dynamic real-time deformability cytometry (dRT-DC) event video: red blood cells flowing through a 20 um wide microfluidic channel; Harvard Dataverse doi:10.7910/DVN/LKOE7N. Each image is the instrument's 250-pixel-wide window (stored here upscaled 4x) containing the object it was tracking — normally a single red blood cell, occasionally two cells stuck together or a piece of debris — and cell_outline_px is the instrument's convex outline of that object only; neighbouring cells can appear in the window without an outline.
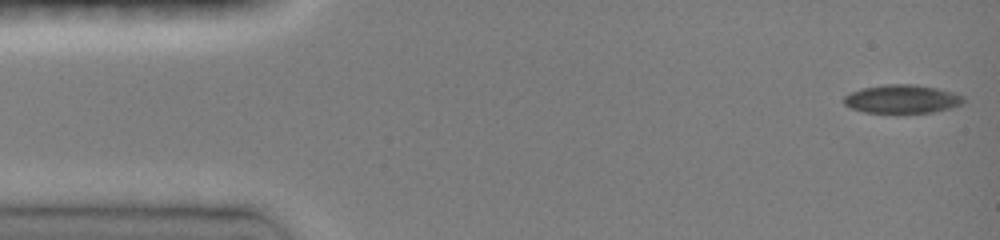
{"species": "common noctule bat (a hibernating species)", "species_latin": "Nyctalus noctula", "temperature_condition": "room temperature", "stored_images_in_passage": 23, "camera_frame_rate_fps": 3000, "um_per_image_px": 0.085, "animal": {"sex": "female", "body_mass_g": 19.0, "forearm_length_mm": 51.5}, "frame": {"image": 1, "passage_image": 1, "time_ms": 0.0, "image_size_px": [1000, 240], "cell_outline_px": [[964, 104], [932, 112], [896, 116], [864, 112], [852, 108], [844, 104], [844, 96], [852, 92], [864, 88], [884, 84], [916, 84], [936, 88], [952, 92], [964, 96]], "centroid_in_image_um": [76.67, 8.46], "position_along_channel_um": 8.3, "area_um2": 20.58}}
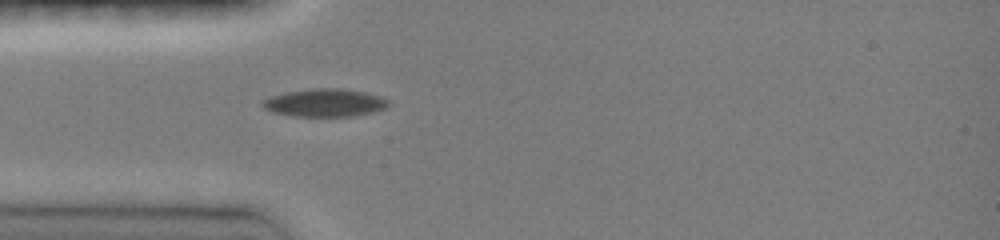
{"frame": {"image": 2, "passage_image": 11, "time_ms": 4.0, "image_size_px": [1000, 240], "cell_outline_px": [[388, 104], [384, 108], [372, 112], [356, 116], [292, 116], [272, 112], [264, 108], [260, 104], [260, 100], [284, 92], [308, 88], [344, 88], [364, 92], [380, 96], [388, 100]], "centroid_in_image_um": [27.55, 8.72], "position_along_channel_um": 57.5, "area_um2": 20.63}}
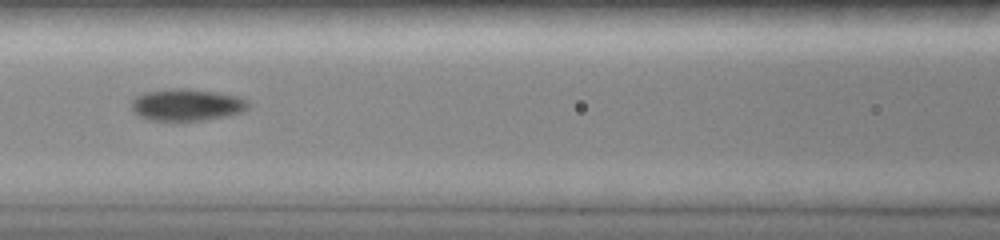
{"frame": {"image": 3, "passage_image": 16, "time_ms": 6.333, "image_size_px": [1000, 240], "cell_outline_px": [[248, 108], [244, 112], [204, 120], [148, 120], [132, 112], [132, 100], [136, 96], [144, 92], [176, 88], [184, 88], [216, 92], [240, 96], [248, 100]], "centroid_in_image_um": [15.88, 8.9], "position_along_channel_um": 150.7, "area_um2": 21.73}}